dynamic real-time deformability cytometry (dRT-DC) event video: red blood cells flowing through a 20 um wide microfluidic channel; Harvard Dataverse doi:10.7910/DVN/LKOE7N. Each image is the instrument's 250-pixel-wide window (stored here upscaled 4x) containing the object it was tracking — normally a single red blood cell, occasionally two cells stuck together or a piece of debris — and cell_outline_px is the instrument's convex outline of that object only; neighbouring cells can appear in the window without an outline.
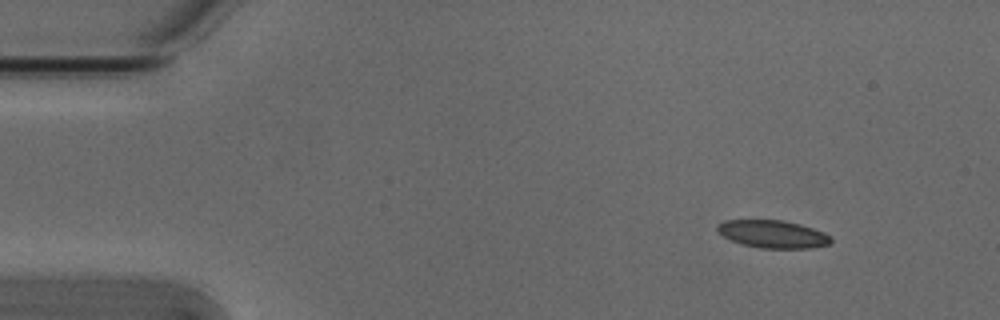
{"species": "Egyptian fruit bat (a non-hibernating species)", "species_latin": "Rousettus aegyptiacus", "temperature_condition": "cold", "stored_images_in_passage": 3, "camera_frame_rate_fps": 3000, "um_per_image_px": 0.085, "animal": {"sex": "male"}, "frame": {"image": 1, "passage_image": 1, "time_ms": 0.0, "image_size_px": [1000, 320], "cell_outline_px": [[832, 244], [812, 248], [760, 248], [744, 244], [732, 240], [716, 232], [716, 228], [724, 220], [784, 220], [800, 224], [824, 232], [832, 236]], "centroid_in_image_um": [65.74, 19.9], "position_along_channel_um": 19.3, "area_um2": 18.38}}
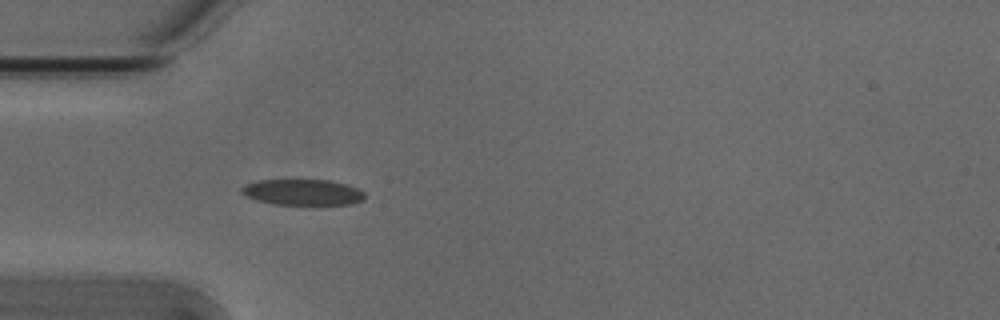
{"frame": {"image": 2, "passage_image": 3, "time_ms": 0.667, "image_size_px": [1000, 320], "cell_outline_px": [[364, 200], [352, 204], [272, 204], [256, 200], [240, 192], [240, 188], [244, 184], [256, 180], [328, 180], [348, 184], [364, 192]], "centroid_in_image_um": [25.71, 16.33], "position_along_channel_um": 59.3, "area_um2": 18.61}}